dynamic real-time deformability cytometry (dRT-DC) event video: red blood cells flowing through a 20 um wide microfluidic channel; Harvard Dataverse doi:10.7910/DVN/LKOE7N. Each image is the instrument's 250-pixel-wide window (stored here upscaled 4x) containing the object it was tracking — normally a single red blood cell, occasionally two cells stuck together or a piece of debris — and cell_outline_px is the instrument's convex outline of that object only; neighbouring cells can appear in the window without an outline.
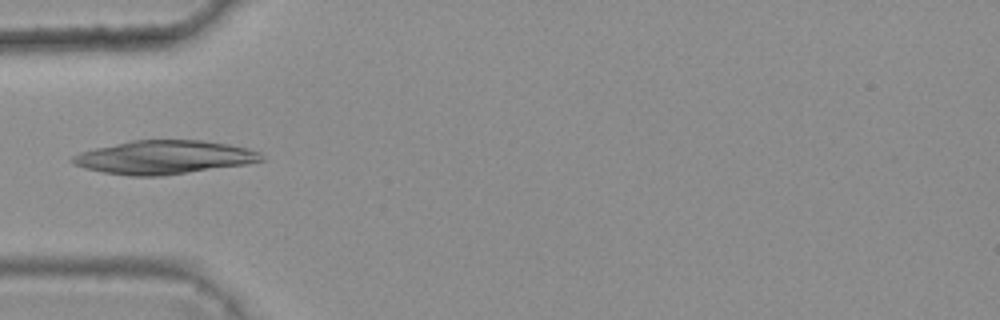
{"species": "common noctule bat (a hibernating species)", "species_latin": "Nyctalus noctula", "temperature_condition": "warm", "stored_images_in_passage": 5, "camera_frame_rate_fps": 3000, "um_per_image_px": 0.085, "animal": {"sex": "female", "body_mass_g": 25.1}, "frame": {"image": 1, "passage_image": 4, "time_ms": 1.0, "image_size_px": [1000, 320], "cell_outline_px": [[264, 160], [248, 164], [160, 176], [132, 176], [104, 172], [84, 168], [72, 164], [68, 160], [72, 156], [80, 152], [96, 148], [132, 140], [200, 140], [228, 144], [248, 148], [260, 152], [264, 156]], "centroid_in_image_um": [13.94, 13.37], "position_along_channel_um": 71.1, "area_um2": 36.93}}
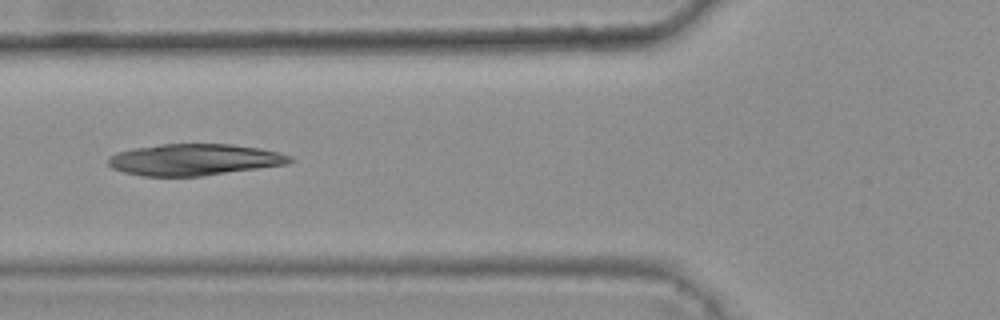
{"frame": {"image": 2, "passage_image": 5, "time_ms": 1.333, "image_size_px": [1000, 320], "cell_outline_px": [[296, 160], [288, 164], [204, 176], [144, 176], [124, 172], [112, 168], [108, 164], [108, 156], [116, 152], [136, 148], [160, 144], [232, 144], [260, 148], [292, 156]], "centroid_in_image_um": [16.53, 13.57], "position_along_channel_um": 109.3, "area_um2": 33.47}}